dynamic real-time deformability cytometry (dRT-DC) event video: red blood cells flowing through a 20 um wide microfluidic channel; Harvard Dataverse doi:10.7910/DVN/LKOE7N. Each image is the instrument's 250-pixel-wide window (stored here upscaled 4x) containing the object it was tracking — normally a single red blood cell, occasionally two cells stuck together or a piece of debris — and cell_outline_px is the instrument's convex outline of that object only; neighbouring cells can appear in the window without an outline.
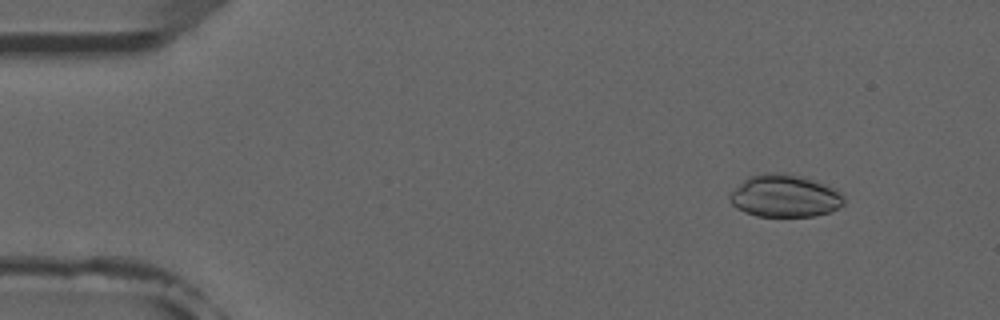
{"species": "common noctule bat (a hibernating species)", "species_latin": "Nyctalus noctula", "temperature_condition": "room temperature", "stored_images_in_passage": 4, "camera_frame_rate_fps": 3000, "um_per_image_px": 0.085, "animal": {"sex": "male", "forearm_length_mm": 52.5}, "frame": {"image": 1, "passage_image": 1, "time_ms": 0.0, "image_size_px": [1000, 320], "cell_outline_px": [[844, 204], [832, 212], [816, 216], [756, 216], [744, 212], [736, 208], [728, 200], [728, 192], [748, 176], [764, 172], [788, 172], [804, 176], [828, 184], [844, 192]], "centroid_in_image_um": [66.72, 16.63], "position_along_channel_um": 18.3, "area_um2": 29.3}}